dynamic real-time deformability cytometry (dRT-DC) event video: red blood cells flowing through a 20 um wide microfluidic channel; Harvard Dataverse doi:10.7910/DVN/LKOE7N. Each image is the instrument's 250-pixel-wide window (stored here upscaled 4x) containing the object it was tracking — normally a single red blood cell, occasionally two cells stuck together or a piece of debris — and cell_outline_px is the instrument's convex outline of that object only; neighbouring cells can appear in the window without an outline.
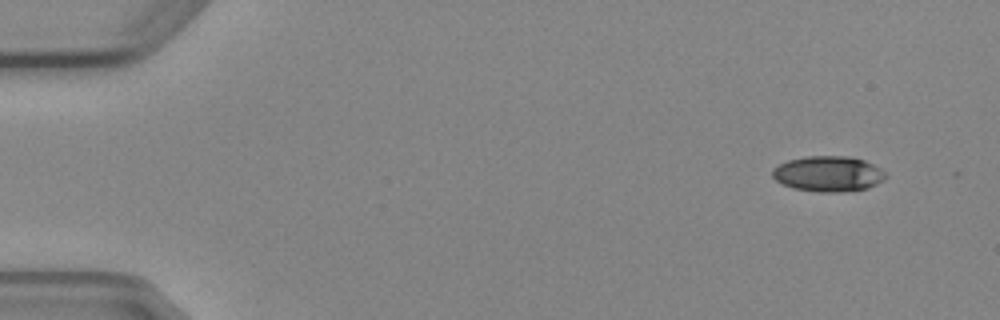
{"species": "Egyptian fruit bat (a non-hibernating species)", "species_latin": "Rousettus aegyptiacus", "temperature_condition": "cold", "stored_images_in_passage": 6, "segment_of_instrument_passage": [2, 2], "camera_frame_rate_fps": 3000, "um_per_image_px": 0.085, "animal": {"sex": "female"}, "frame": {"image": 1, "passage_image": 6, "time_ms": 6.667, "image_size_px": [1000, 320], "cell_outline_px": [[888, 176], [876, 184], [868, 188], [840, 192], [820, 192], [792, 188], [776, 180], [772, 176], [772, 168], [788, 160], [808, 156], [848, 156], [864, 160], [880, 168]], "centroid_in_image_um": [70.4, 14.77], "position_along_channel_um": 14.6, "area_um2": 23.35}}